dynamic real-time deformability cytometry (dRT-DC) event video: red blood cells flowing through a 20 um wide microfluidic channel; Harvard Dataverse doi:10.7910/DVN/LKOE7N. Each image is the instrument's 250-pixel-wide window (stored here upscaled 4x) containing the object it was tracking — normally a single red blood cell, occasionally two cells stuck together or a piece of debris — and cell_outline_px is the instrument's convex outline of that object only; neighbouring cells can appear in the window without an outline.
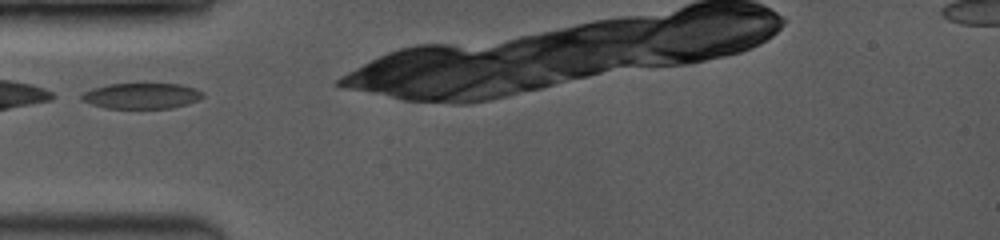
{"species": "common noctule bat (a hibernating species)", "species_latin": "Nyctalus noctula", "temperature_condition": "room temperature", "stored_images_in_passage": 16, "camera_frame_rate_fps": 3500, "um_per_image_px": 0.085, "animal": {"sex": "female", "body_mass_g": 19.0, "forearm_length_mm": 53.3}, "frame": {"image": 1, "passage_image": 1, "time_ms": 0.0, "image_size_px": [1000, 240], "cell_outline_px": [[204, 96], [188, 104], [172, 108], [104, 108], [80, 100], [80, 96], [84, 92], [92, 88], [108, 84], [180, 84], [204, 92]], "centroid_in_image_um": [12.0, 8.15], "position_along_channel_um": 73.0, "area_um2": 18.09}}
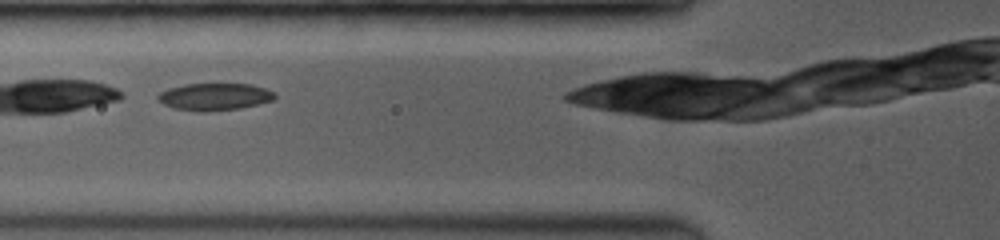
{"frame": {"image": 2, "passage_image": 3, "time_ms": 0.857, "image_size_px": [1000, 240], "cell_outline_px": [[276, 96], [272, 100], [260, 104], [240, 108], [208, 112], [196, 112], [172, 108], [156, 100], [156, 96], [160, 92], [168, 88], [184, 84], [252, 84], [264, 88], [272, 92]], "centroid_in_image_um": [18.18, 8.23], "position_along_channel_um": 107.6, "area_um2": 18.73}}